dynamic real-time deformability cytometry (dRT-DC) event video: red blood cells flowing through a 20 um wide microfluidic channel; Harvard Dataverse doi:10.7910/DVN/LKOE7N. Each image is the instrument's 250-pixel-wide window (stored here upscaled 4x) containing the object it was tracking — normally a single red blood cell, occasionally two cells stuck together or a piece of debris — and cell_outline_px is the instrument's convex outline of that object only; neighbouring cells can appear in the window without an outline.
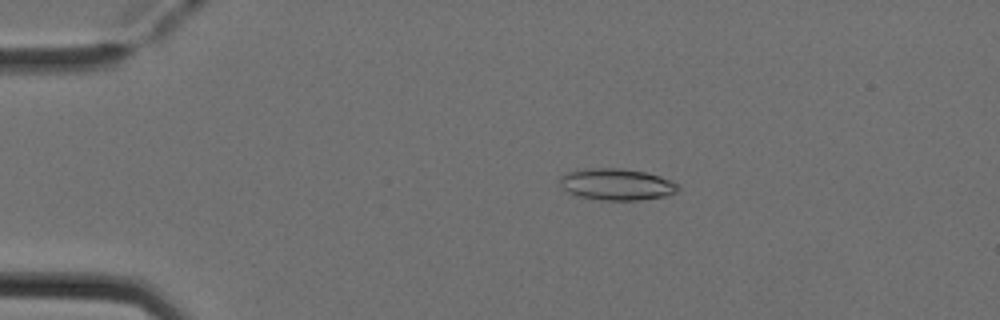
{"species": "Egyptian fruit bat (a non-hibernating species)", "species_latin": "Rousettus aegyptiacus", "temperature_condition": "cold", "stored_images_in_passage": 5, "camera_frame_rate_fps": 3000, "um_per_image_px": 0.085, "animal": {"sex": "female"}, "frame": {"image": 1, "passage_image": 3, "time_ms": 0.667, "image_size_px": [1000, 320], "cell_outline_px": [[680, 188], [676, 192], [668, 196], [640, 200], [600, 200], [576, 196], [568, 192], [560, 184], [560, 176], [568, 172], [588, 168], [624, 168], [644, 172], [660, 176], [680, 184]], "centroid_in_image_um": [52.44, 15.67], "position_along_channel_um": 32.6, "area_um2": 21.96}}